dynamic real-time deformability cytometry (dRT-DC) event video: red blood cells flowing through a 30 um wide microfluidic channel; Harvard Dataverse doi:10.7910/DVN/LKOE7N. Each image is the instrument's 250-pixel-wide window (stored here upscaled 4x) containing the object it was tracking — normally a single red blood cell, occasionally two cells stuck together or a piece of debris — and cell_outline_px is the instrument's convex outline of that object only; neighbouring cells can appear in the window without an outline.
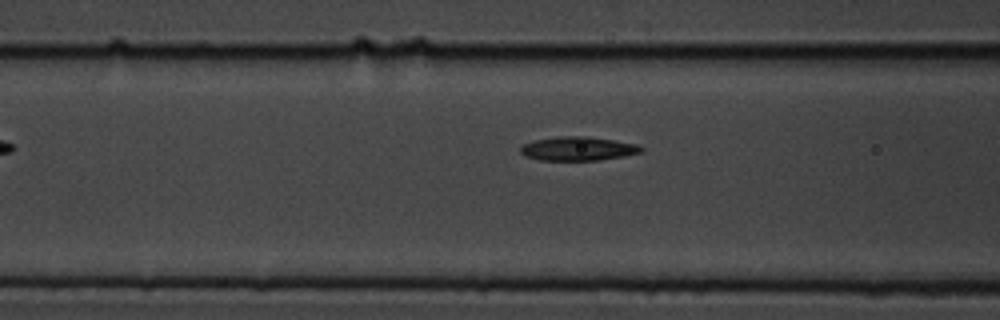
{"species": "common noctule bat (a hibernating species)", "species_latin": "Nyctalus noctula", "temperature_condition": "cold", "stored_images_in_passage": 14, "camera_frame_rate_fps": 3000, "um_per_image_px": 0.085, "animal": {"sex": "male", "body_mass_g": 19.5, "forearm_length_mm": 54.6}, "frame": {"image": 1, "passage_image": 8, "time_ms": 2.333, "image_size_px": [1000, 320], "cell_outline_px": [[644, 152], [624, 156], [600, 160], [540, 160], [524, 156], [520, 152], [520, 148], [524, 144], [536, 140], [556, 136], [588, 136], [636, 144], [644, 148]], "centroid_in_image_um": [49.14, 12.64], "position_along_channel_um": 117.5, "area_um2": 16.82}}
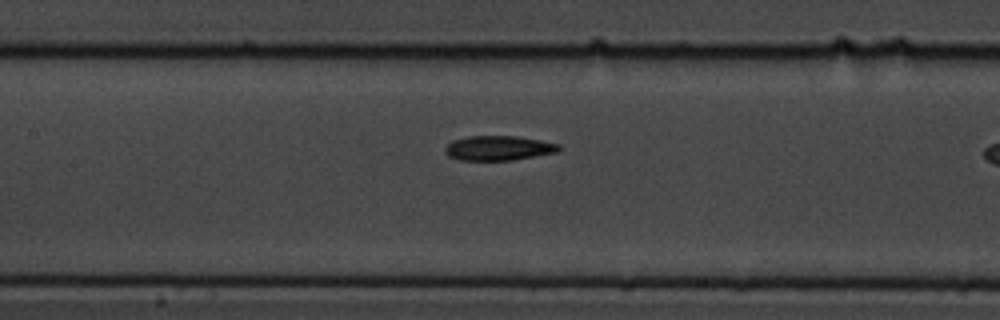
{"frame": {"image": 2, "passage_image": 12, "time_ms": 3.667, "image_size_px": [1000, 320], "cell_outline_px": [[560, 152], [512, 160], [460, 160], [448, 156], [444, 152], [444, 148], [452, 140], [468, 136], [516, 136], [540, 140], [560, 144]], "centroid_in_image_um": [42.37, 12.59], "position_along_channel_um": 165.0, "area_um2": 16.47}}